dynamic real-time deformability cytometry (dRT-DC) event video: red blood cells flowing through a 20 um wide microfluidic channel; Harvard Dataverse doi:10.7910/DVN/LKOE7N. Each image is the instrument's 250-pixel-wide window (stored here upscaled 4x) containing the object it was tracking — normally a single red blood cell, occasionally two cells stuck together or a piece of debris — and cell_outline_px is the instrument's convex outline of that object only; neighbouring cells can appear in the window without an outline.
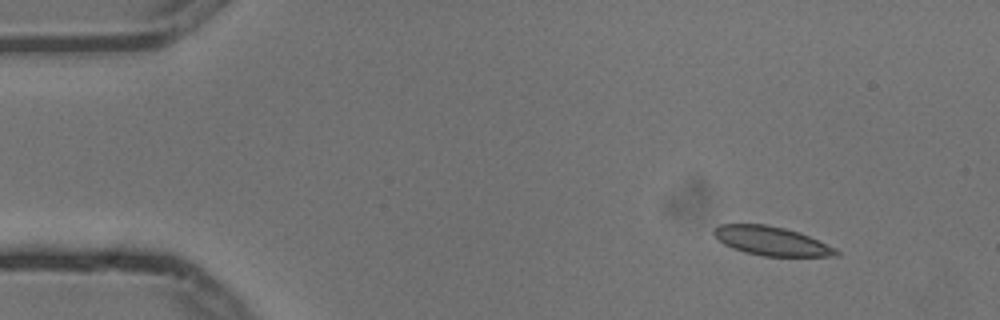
{"species": "common noctule bat (a hibernating species)", "species_latin": "Nyctalus noctula", "temperature_condition": "cold", "stored_images_in_passage": 4, "camera_frame_rate_fps": 3000, "um_per_image_px": 0.085, "animal": {"sex": "male", "body_mass_g": 13.3}, "frame": {"image": 1, "passage_image": 1, "time_ms": 0.0, "image_size_px": [1000, 320], "cell_outline_px": [[840, 256], [764, 256], [744, 252], [732, 248], [716, 240], [712, 232], [720, 224], [764, 224], [784, 228], [800, 232], [836, 248], [840, 252]], "centroid_in_image_um": [65.57, 20.49], "position_along_channel_um": 19.4, "area_um2": 20.69}}
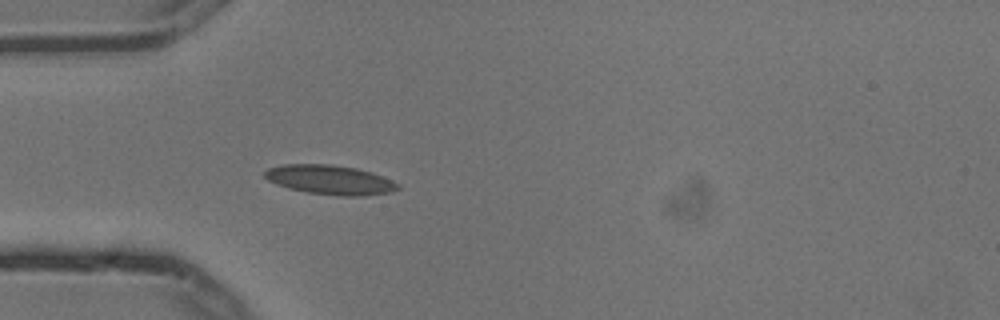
{"frame": {"image": 2, "passage_image": 4, "time_ms": 1.0, "image_size_px": [1000, 320], "cell_outline_px": [[400, 188], [392, 192], [364, 196], [340, 196], [308, 192], [288, 188], [276, 184], [268, 180], [264, 176], [264, 172], [268, 168], [284, 164], [328, 164], [356, 168], [372, 172], [392, 180], [400, 184]], "centroid_in_image_um": [28.08, 15.29], "position_along_channel_um": 56.9, "area_um2": 22.89}}